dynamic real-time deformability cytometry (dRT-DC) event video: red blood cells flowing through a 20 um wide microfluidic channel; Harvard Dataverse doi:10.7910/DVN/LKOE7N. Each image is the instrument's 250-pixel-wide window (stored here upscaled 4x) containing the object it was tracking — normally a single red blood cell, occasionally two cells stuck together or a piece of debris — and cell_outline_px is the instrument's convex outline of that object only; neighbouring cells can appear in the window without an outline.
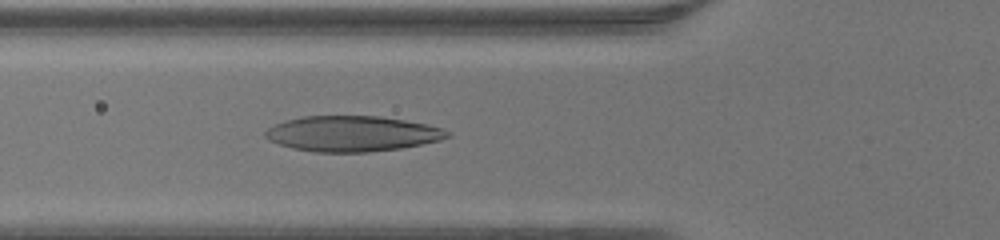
{"species": "human", "species_latin": "Homo sapiens", "temperature_condition": "warm", "stored_images_in_passage": 37, "camera_frame_rate_fps": 3000, "um_per_image_px": 0.085, "donor": {"sex": "male"}, "frame": {"image": 1, "passage_image": 12, "time_ms": 3.667, "image_size_px": [1000, 240], "cell_outline_px": [[452, 136], [440, 140], [400, 148], [368, 152], [312, 152], [292, 148], [268, 140], [264, 136], [264, 132], [268, 128], [284, 120], [304, 116], [380, 116], [428, 124], [452, 132]], "centroid_in_image_um": [29.93, 11.36], "position_along_channel_um": 95.9, "area_um2": 37.74}}
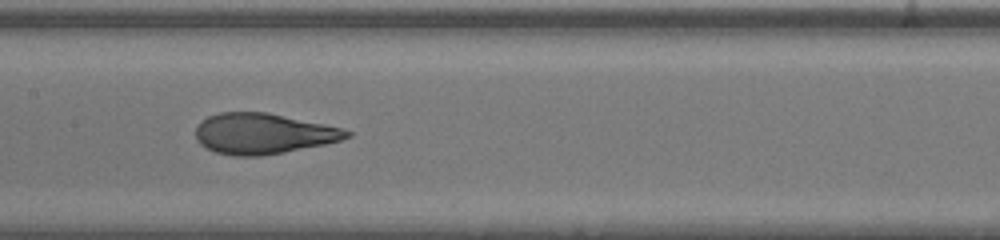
{"frame": {"image": 2, "passage_image": 18, "time_ms": 5.667, "image_size_px": [1000, 240], "cell_outline_px": [[352, 136], [340, 140], [324, 144], [284, 152], [260, 156], [232, 156], [216, 152], [200, 144], [196, 140], [196, 128], [208, 116], [220, 112], [268, 112], [324, 124], [340, 128], [352, 132]], "centroid_in_image_um": [22.36, 11.36], "position_along_channel_um": 185.0, "area_um2": 35.55}}
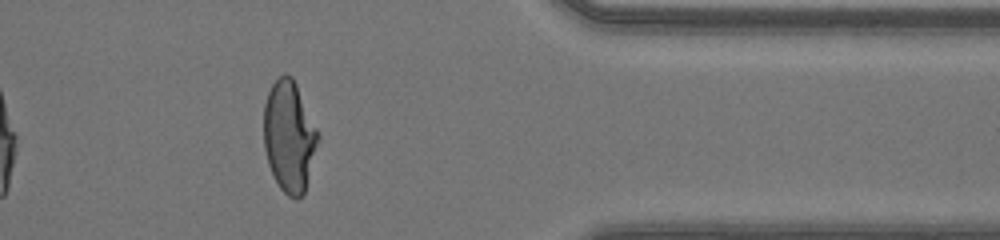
{"frame": {"image": 3, "passage_image": 33, "time_ms": 10.667, "image_size_px": [1000, 240], "cell_outline_px": [[320, 140], [304, 192], [296, 200], [288, 196], [280, 188], [268, 164], [264, 148], [264, 104], [268, 92], [272, 84], [284, 72], [292, 76], [296, 84], [320, 136]], "centroid_in_image_um": [24.58, 11.59], "position_along_channel_um": 386.8, "area_um2": 35.03}}